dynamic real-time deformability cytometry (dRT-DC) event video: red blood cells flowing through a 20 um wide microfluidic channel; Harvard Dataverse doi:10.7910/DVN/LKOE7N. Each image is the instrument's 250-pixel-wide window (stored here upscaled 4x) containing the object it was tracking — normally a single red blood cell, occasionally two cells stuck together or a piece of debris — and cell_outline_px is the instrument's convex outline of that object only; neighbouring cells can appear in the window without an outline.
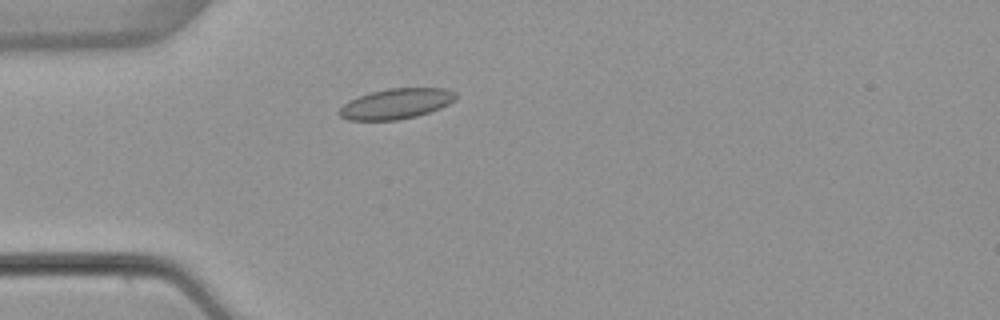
{"species": "common noctule bat (a hibernating species)", "species_latin": "Nyctalus noctula", "temperature_condition": "warm", "stored_images_in_passage": 4, "camera_frame_rate_fps": 3000, "um_per_image_px": 0.085, "animal": {"sex": "female", "body_mass_g": 22.7, "forearm_length_mm": 54.2}, "frame": {"image": 1, "passage_image": 4, "time_ms": 3.333, "image_size_px": [1000, 320], "cell_outline_px": [[456, 100], [440, 108], [416, 116], [396, 120], [348, 120], [340, 116], [336, 112], [348, 100], [372, 92], [388, 88], [448, 88], [456, 92]], "centroid_in_image_um": [33.67, 8.81], "position_along_channel_um": 51.3, "area_um2": 20.63}}